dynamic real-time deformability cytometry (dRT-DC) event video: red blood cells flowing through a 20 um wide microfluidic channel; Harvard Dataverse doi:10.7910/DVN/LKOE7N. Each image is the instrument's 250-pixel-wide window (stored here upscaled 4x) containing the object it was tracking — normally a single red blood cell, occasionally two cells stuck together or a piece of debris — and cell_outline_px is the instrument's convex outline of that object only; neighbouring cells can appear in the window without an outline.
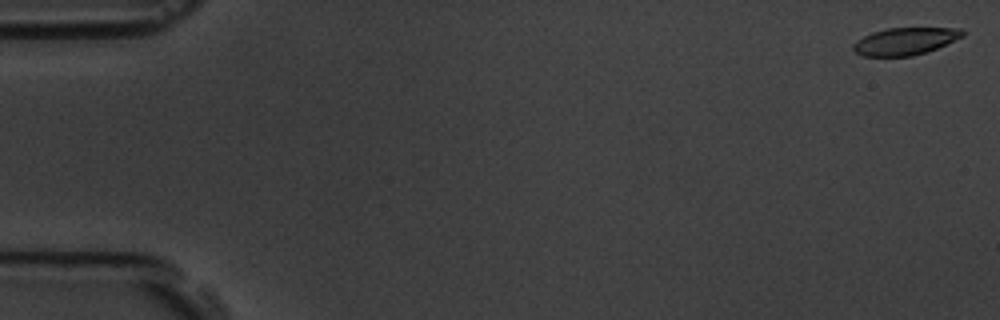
{"species": "common noctule bat (a hibernating species)", "species_latin": "Nyctalus noctula", "temperature_condition": "room temperature", "stored_images_in_passage": 17, "camera_frame_rate_fps": 3000, "um_per_image_px": 0.085, "animal": {"sex": "male", "body_mass_g": 19.5, "forearm_length_mm": 54.6}, "frame": {"image": 1, "passage_image": 1, "time_ms": 0.0, "image_size_px": [1000, 320], "cell_outline_px": [[964, 36], [936, 48], [912, 56], [864, 56], [856, 52], [852, 48], [852, 44], [856, 40], [872, 32], [888, 28], [964, 28]], "centroid_in_image_um": [76.92, 3.5], "position_along_channel_um": 8.1, "area_um2": 17.28}}
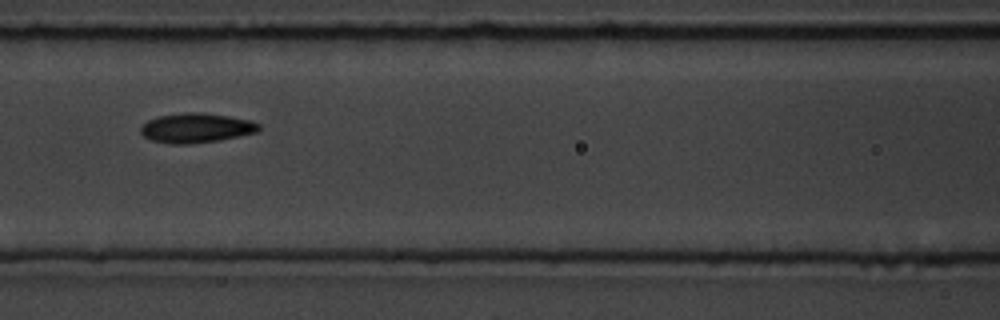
{"frame": {"image": 2, "passage_image": 8, "time_ms": 8.0, "image_size_px": [1000, 320], "cell_outline_px": [[260, 128], [256, 132], [240, 136], [220, 140], [188, 144], [168, 144], [152, 140], [144, 136], [140, 132], [140, 128], [148, 120], [160, 116], [184, 112], [204, 112], [252, 120], [260, 124]], "centroid_in_image_um": [16.69, 10.87], "position_along_channel_um": 149.9, "area_um2": 20.46}}
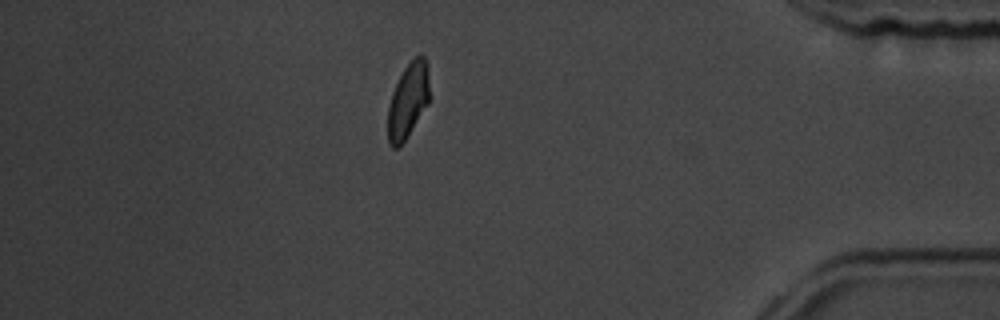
{"frame": {"image": 3, "passage_image": 15, "time_ms": 16.0, "image_size_px": [1000, 320], "cell_outline_px": [[428, 104], [408, 136], [400, 148], [392, 148], [388, 144], [388, 108], [392, 92], [404, 68], [420, 52], [424, 56], [428, 68]], "centroid_in_image_um": [34.67, 8.59], "position_along_channel_um": 400.5, "area_um2": 18.21}, "authors_computed_cell_mechanics": {"area_um2": 18.8428, "velocity_mm_per_s": 3.6206, "shape_relaxation_time_tau1_ms": 1.1439, "shape_relaxation_time_tau2_ms": 2.1002, "deformation_change_tau1": 0.0972, "deformation_change_tau2": 0.0688}}